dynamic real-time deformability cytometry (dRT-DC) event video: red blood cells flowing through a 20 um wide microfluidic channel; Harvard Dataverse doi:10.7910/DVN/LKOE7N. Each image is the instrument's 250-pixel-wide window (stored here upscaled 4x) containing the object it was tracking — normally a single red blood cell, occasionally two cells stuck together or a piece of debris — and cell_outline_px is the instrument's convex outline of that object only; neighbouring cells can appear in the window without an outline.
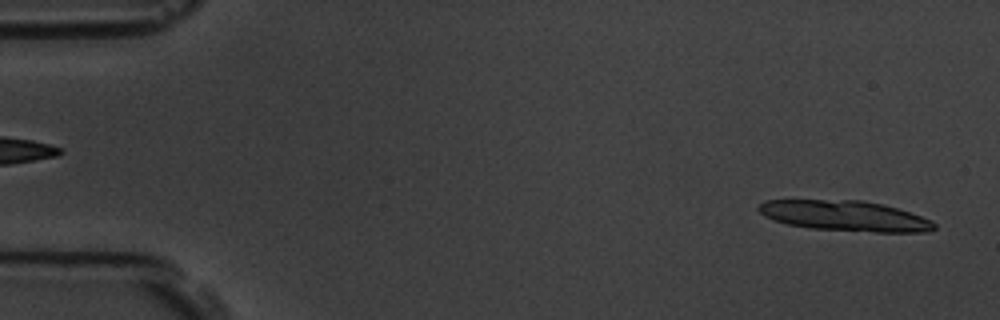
{"species": "common noctule bat (a hibernating species)", "species_latin": "Nyctalus noctula", "temperature_condition": "room temperature", "stored_images_in_passage": 2, "segment_of_instrument_passage": [2, 2], "camera_frame_rate_fps": 3000, "um_per_image_px": 0.085, "animal": {"sex": "male", "body_mass_g": 19.5, "forearm_length_mm": 54.6}, "frame": {"image": 1, "passage_image": 2, "time_ms": 1.0, "image_size_px": [1000, 320], "cell_outline_px": [[936, 228], [928, 232], [876, 232], [812, 228], [788, 224], [764, 216], [756, 208], [764, 200], [860, 200], [884, 204], [932, 220], [936, 224]], "centroid_in_image_um": [71.83, 18.34], "position_along_channel_um": 13.2, "area_um2": 30.92}}